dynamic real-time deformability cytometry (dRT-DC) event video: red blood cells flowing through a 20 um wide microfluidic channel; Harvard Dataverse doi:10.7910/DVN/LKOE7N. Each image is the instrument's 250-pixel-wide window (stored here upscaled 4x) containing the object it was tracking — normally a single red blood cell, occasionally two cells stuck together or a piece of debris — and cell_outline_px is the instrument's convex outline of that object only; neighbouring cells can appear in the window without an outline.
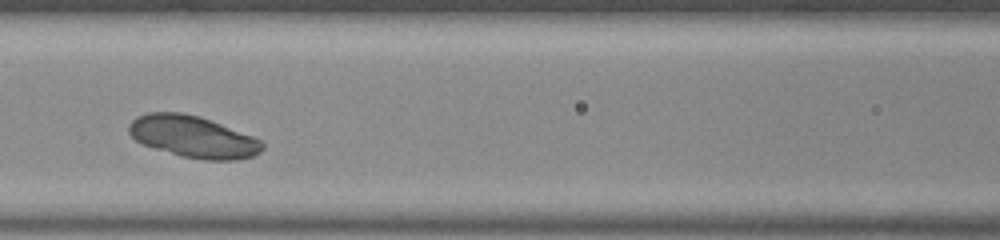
{"species": "common noctule bat (a hibernating species)", "species_latin": "Nyctalus noctula", "temperature_condition": "room temperature", "stored_images_in_passage": 36, "camera_frame_rate_fps": 3000, "um_per_image_px": 0.085, "animal": {"sex": "male", "body_mass_g": 20.0, "forearm_length_mm": 53.3}, "frame": {"image": 1, "passage_image": 14, "time_ms": 4.333, "image_size_px": [1000, 240], "cell_outline_px": [[264, 148], [260, 152], [252, 156], [236, 160], [204, 160], [180, 156], [144, 144], [136, 140], [128, 132], [128, 124], [136, 116], [148, 112], [180, 112], [200, 116], [252, 136], [260, 140], [264, 144]], "centroid_in_image_um": [16.39, 11.62], "position_along_channel_um": 150.2, "area_um2": 32.37}}